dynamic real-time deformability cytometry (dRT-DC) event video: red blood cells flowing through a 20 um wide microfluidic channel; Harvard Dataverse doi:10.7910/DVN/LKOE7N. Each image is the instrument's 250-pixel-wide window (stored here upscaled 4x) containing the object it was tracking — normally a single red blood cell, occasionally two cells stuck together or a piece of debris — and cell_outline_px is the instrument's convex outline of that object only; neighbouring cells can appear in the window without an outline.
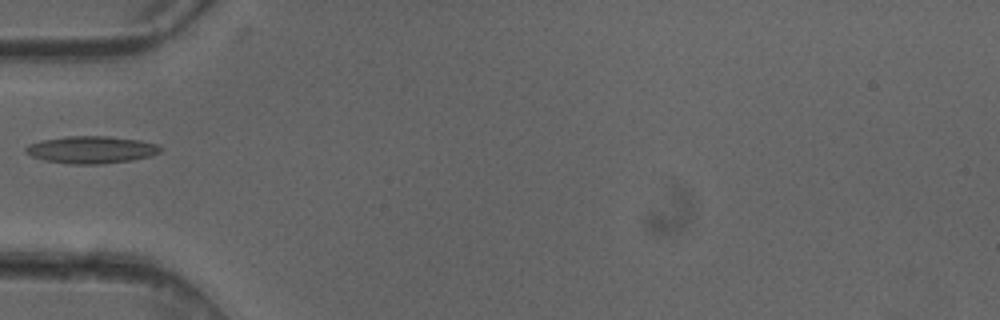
{"species": "common noctule bat (a hibernating species)", "species_latin": "Nyctalus noctula", "temperature_condition": "cold", "stored_images_in_passage": 5, "camera_frame_rate_fps": 3000, "um_per_image_px": 0.085, "animal": {"sex": "female"}, "frame": {"image": 1, "passage_image": 5, "time_ms": 1.333, "image_size_px": [1000, 320], "cell_outline_px": [[164, 148], [160, 152], [152, 156], [132, 160], [104, 164], [68, 164], [44, 160], [32, 156], [24, 152], [24, 148], [28, 144], [40, 140], [64, 136], [108, 136], [140, 140], [160, 144]], "centroid_in_image_um": [7.78, 12.72], "position_along_channel_um": 77.2, "area_um2": 21.85}}